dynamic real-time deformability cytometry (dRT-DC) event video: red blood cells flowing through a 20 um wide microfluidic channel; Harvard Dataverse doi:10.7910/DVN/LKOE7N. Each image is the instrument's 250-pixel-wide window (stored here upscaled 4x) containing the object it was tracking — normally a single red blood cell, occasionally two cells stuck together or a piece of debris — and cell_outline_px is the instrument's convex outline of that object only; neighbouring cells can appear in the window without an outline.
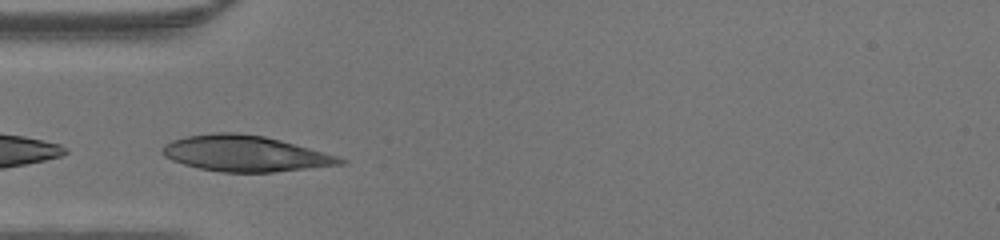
{"species": "human", "species_latin": "Homo sapiens", "temperature_condition": "warm", "stored_images_in_passage": 18, "camera_frame_rate_fps": 3000, "um_per_image_px": 0.085, "donor": {"sex": "male"}, "frame": {"image": 1, "passage_image": 7, "time_ms": 2.0, "image_size_px": [1000, 240], "cell_outline_px": [[348, 160], [344, 164], [272, 172], [220, 172], [200, 168], [184, 164], [172, 160], [164, 156], [160, 152], [164, 144], [172, 140], [188, 136], [216, 132], [236, 132], [264, 136], [280, 140], [336, 156]], "centroid_in_image_um": [20.79, 13.05], "position_along_channel_um": 64.2, "area_um2": 36.82}}
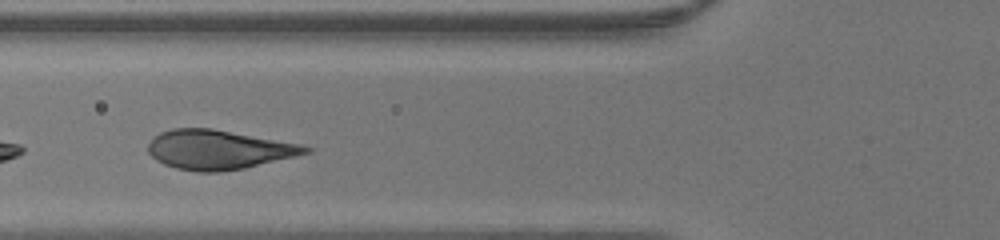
{"frame": {"image": 2, "passage_image": 10, "time_ms": 3.0, "image_size_px": [1000, 240], "cell_outline_px": [[312, 152], [244, 168], [220, 172], [196, 172], [176, 168], [164, 164], [156, 160], [148, 152], [148, 144], [152, 136], [160, 132], [172, 128], [212, 128], [300, 144], [312, 148]], "centroid_in_image_um": [18.53, 12.72], "position_along_channel_um": 107.3, "area_um2": 36.07}}
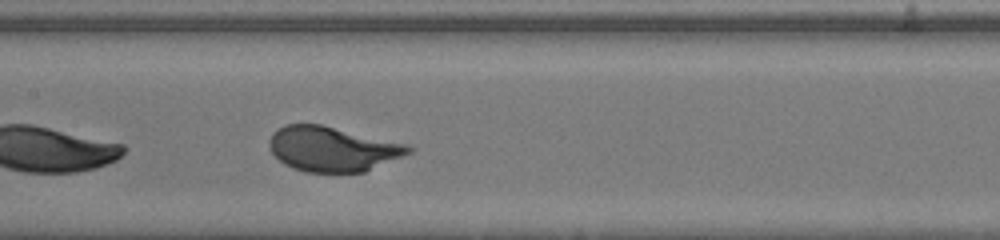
{"frame": {"image": 3, "passage_image": 15, "time_ms": 4.667, "image_size_px": [1000, 240], "cell_outline_px": [[412, 152], [364, 172], [308, 172], [292, 168], [284, 164], [272, 152], [272, 132], [284, 124], [320, 124], [408, 144], [412, 148]], "centroid_in_image_um": [28.28, 12.66], "position_along_channel_um": 179.1, "area_um2": 35.95}}